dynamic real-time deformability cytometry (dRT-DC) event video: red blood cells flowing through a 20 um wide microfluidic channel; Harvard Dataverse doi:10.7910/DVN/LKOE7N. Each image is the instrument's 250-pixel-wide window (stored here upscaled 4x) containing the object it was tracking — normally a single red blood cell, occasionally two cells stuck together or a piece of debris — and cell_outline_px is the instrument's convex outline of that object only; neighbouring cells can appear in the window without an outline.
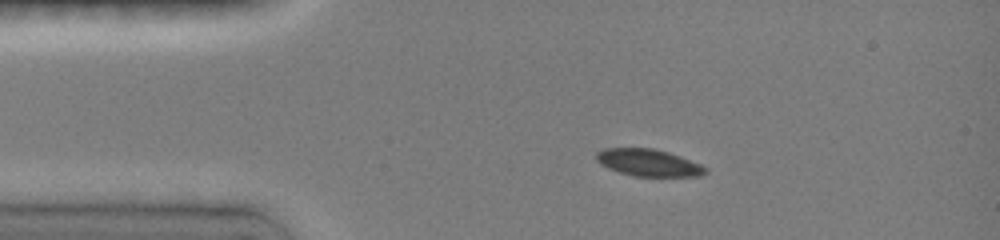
{"species": "common noctule bat (a hibernating species)", "species_latin": "Nyctalus noctula", "temperature_condition": "room temperature", "stored_images_in_passage": 14, "camera_frame_rate_fps": 3000, "um_per_image_px": 0.085, "animal": {"sex": "female", "body_mass_g": 19.0, "forearm_length_mm": 51.5}, "frame": {"image": 1, "passage_image": 7, "time_ms": 2.333, "image_size_px": [1000, 240], "cell_outline_px": [[708, 172], [700, 176], [636, 176], [620, 172], [608, 168], [600, 164], [596, 160], [596, 152], [604, 148], [652, 148], [668, 152], [680, 156], [700, 164], [708, 168]], "centroid_in_image_um": [55.12, 13.82], "position_along_channel_um": 29.9, "area_um2": 17.17}}
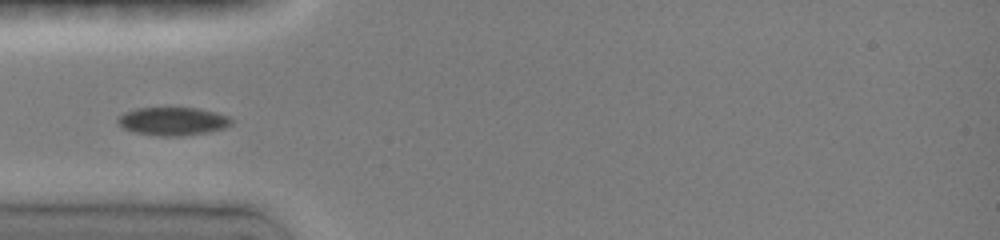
{"frame": {"image": 2, "passage_image": 12, "time_ms": 4.333, "image_size_px": [1000, 240], "cell_outline_px": [[232, 124], [224, 128], [208, 132], [180, 136], [160, 136], [136, 132], [124, 128], [116, 120], [116, 116], [124, 112], [136, 108], [196, 108], [216, 112], [228, 116], [232, 120]], "centroid_in_image_um": [14.68, 10.3], "position_along_channel_um": 70.3, "area_um2": 18.61}}